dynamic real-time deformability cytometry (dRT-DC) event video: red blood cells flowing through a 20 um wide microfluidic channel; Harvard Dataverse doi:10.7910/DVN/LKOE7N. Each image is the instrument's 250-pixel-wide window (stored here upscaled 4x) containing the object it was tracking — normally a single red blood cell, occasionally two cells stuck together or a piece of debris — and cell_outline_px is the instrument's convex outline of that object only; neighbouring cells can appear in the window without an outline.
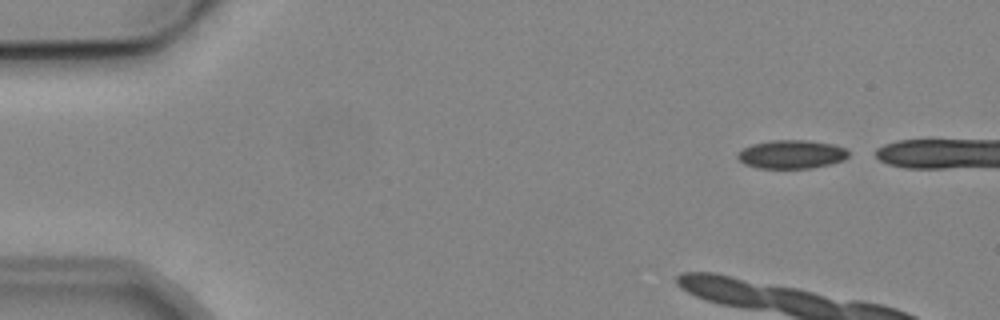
{"species": "common noctule bat (a hibernating species)", "species_latin": "Nyctalus noctula", "temperature_condition": "cold", "stored_images_in_passage": 7, "camera_frame_rate_fps": 3000, "um_per_image_px": 0.085, "animal": {"sex": "male", "body_mass_g": 19.2, "forearm_length_mm": 51.8}, "frame": {"image": 1, "passage_image": 1, "time_ms": 0.0, "image_size_px": [1000, 320], "cell_outline_px": [[848, 156], [844, 160], [828, 164], [808, 168], [760, 168], [744, 164], [736, 156], [744, 148], [752, 144], [772, 140], [808, 140], [832, 144], [844, 148], [848, 152]], "centroid_in_image_um": [67.27, 13.11], "position_along_channel_um": 17.7, "area_um2": 18.21}}